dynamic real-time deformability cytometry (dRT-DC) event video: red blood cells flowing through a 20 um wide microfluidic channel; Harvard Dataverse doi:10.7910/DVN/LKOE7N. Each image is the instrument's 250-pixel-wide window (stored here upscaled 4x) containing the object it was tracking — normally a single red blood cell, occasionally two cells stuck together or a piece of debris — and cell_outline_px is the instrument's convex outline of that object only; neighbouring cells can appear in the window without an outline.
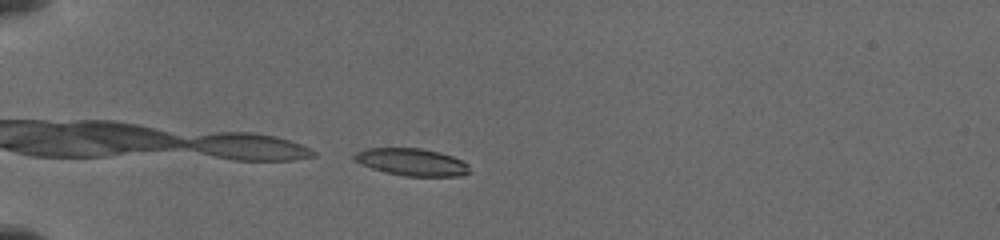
{"species": "common noctule bat (a hibernating species)", "species_latin": "Nyctalus noctula", "temperature_condition": "cold", "stored_images_in_passage": 38, "camera_frame_rate_fps": 3000, "um_per_image_px": 0.085, "animal": {"sex": "female", "body_mass_g": 19.5, "forearm_length_mm": 54.1}, "frame": {"image": 1, "passage_image": 2, "time_ms": 0.333, "image_size_px": [1000, 240], "cell_outline_px": [[472, 172], [460, 176], [404, 176], [384, 172], [360, 164], [352, 160], [352, 156], [356, 152], [368, 148], [420, 148], [440, 152], [452, 156], [468, 164]], "centroid_in_image_um": [34.99, 13.78], "position_along_channel_um": 50.0, "area_um2": 18.5}}
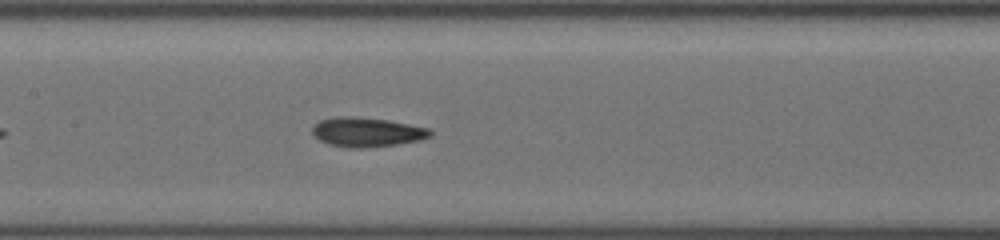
{"frame": {"image": 2, "passage_image": 20, "time_ms": 4.333, "image_size_px": [1000, 240], "cell_outline_px": [[432, 136], [420, 140], [396, 144], [364, 148], [348, 148], [328, 144], [320, 140], [312, 132], [312, 124], [320, 120], [336, 116], [348, 116], [388, 120], [428, 128], [432, 132]], "centroid_in_image_um": [31.15, 11.23], "position_along_channel_um": 176.2, "area_um2": 20.17}}
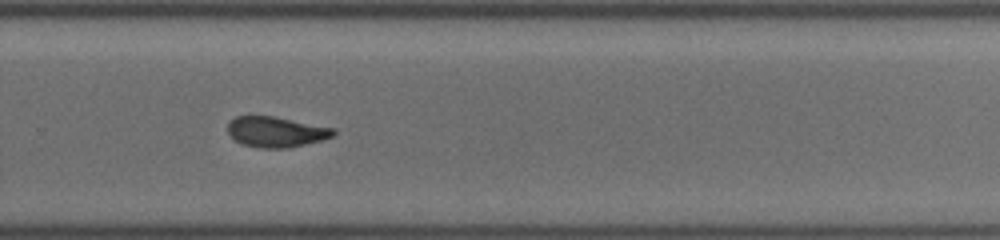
{"frame": {"image": 3, "passage_image": 36, "time_ms": 7.667, "image_size_px": [1000, 240], "cell_outline_px": [[336, 132], [332, 136], [320, 140], [288, 148], [260, 148], [244, 144], [236, 140], [228, 132], [228, 120], [236, 116], [276, 116], [336, 128]], "centroid_in_image_um": [23.47, 11.19], "position_along_channel_um": 306.3, "area_um2": 18.79}}